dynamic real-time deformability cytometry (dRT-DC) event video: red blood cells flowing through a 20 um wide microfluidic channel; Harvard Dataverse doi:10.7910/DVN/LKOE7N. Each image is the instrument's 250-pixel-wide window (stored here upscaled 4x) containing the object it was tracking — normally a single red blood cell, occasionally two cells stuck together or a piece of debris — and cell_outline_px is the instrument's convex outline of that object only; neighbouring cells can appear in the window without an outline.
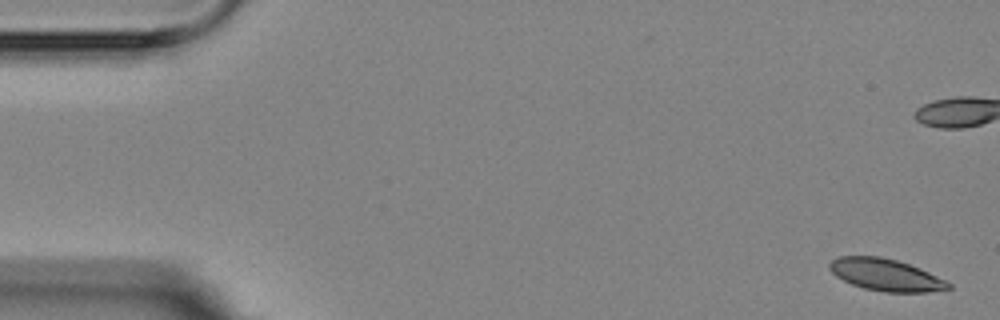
{"species": "Egyptian fruit bat (a non-hibernating species)", "species_latin": "Rousettus aegyptiacus", "temperature_condition": "room temperature", "stored_images_in_passage": 11, "camera_frame_rate_fps": 3000, "um_per_image_px": 0.085, "animal": {"sex": "female"}, "frame": {"image": 1, "passage_image": 1, "time_ms": 0.0, "image_size_px": [1000, 320], "cell_outline_px": [[952, 288], [928, 292], [884, 292], [864, 288], [852, 284], [836, 276], [828, 268], [828, 264], [836, 256], [880, 256], [896, 260], [920, 268], [952, 284]], "centroid_in_image_um": [75.26, 23.36], "position_along_channel_um": 9.7, "area_um2": 22.08}}
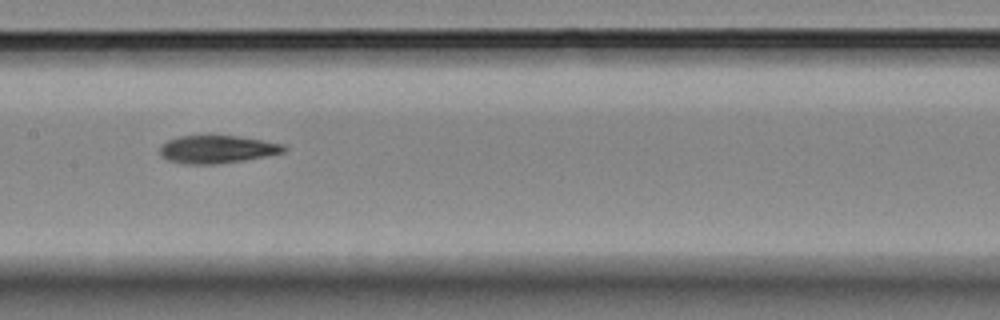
{"frame": {"image": 2, "passage_image": 8, "time_ms": 9.667, "image_size_px": [1000, 320], "cell_outline_px": [[288, 148], [284, 152], [244, 160], [216, 164], [184, 164], [168, 160], [160, 156], [160, 148], [168, 140], [180, 136], [240, 136], [284, 144]], "centroid_in_image_um": [18.46, 12.69], "position_along_channel_um": 188.9, "area_um2": 20.0}}
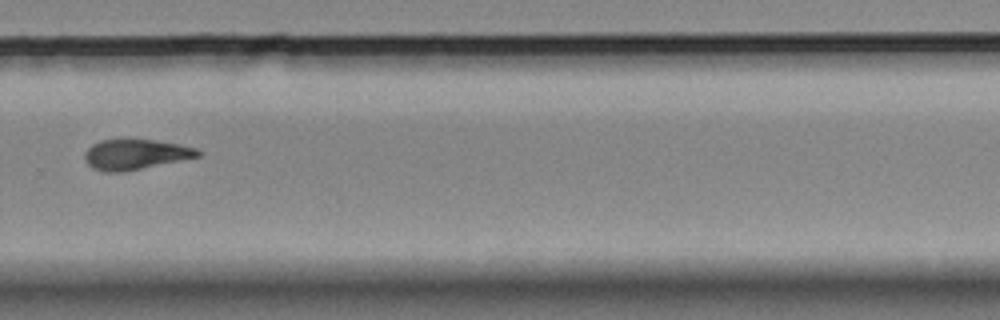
{"frame": {"image": 3, "passage_image": 11, "time_ms": 13.333, "image_size_px": [1000, 320], "cell_outline_px": [[200, 156], [120, 172], [108, 172], [92, 168], [84, 160], [84, 152], [92, 144], [100, 140], [152, 140], [180, 144], [196, 148], [200, 152]], "centroid_in_image_um": [11.47, 13.12], "position_along_channel_um": 318.3, "area_um2": 19.54}}